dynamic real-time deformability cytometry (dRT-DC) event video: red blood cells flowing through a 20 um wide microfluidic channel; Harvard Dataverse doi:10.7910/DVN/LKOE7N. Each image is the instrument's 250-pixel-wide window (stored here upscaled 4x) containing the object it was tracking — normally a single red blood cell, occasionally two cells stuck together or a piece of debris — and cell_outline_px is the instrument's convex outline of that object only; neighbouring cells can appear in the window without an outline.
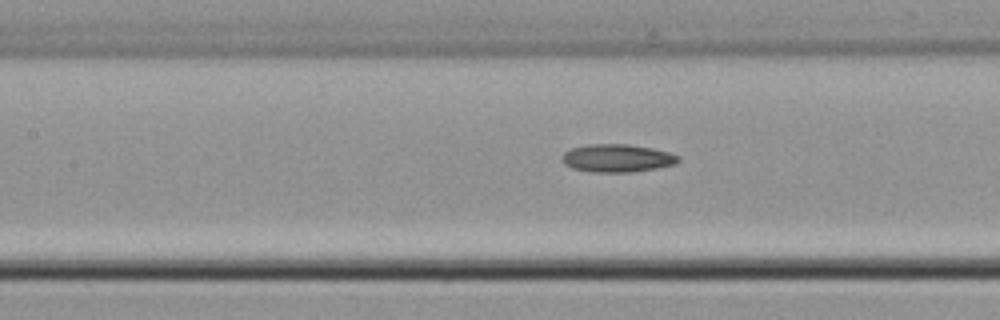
{"species": "common noctule bat (a hibernating species)", "species_latin": "Nyctalus noctula", "temperature_condition": "cold", "stored_images_in_passage": 20, "camera_frame_rate_fps": 3000, "um_per_image_px": 0.085, "animal": {"sex": "male", "body_mass_g": 21.5, "forearm_length_mm": 52.0}, "frame": {"image": 1, "passage_image": 17, "time_ms": 5.333, "image_size_px": [1000, 320], "cell_outline_px": [[680, 160], [676, 164], [656, 168], [632, 172], [592, 172], [572, 168], [564, 164], [560, 156], [564, 152], [572, 148], [588, 144], [628, 144], [652, 148], [668, 152], [680, 156]], "centroid_in_image_um": [52.45, 13.44], "position_along_channel_um": 155.0, "area_um2": 19.02}}